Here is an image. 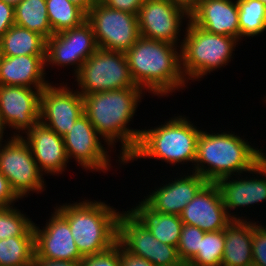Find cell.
<instances>
[{
	"instance_id": "cell-34",
	"label": "cell",
	"mask_w": 266,
	"mask_h": 266,
	"mask_svg": "<svg viewBox=\"0 0 266 266\" xmlns=\"http://www.w3.org/2000/svg\"><path fill=\"white\" fill-rule=\"evenodd\" d=\"M80 266H120V243L102 253L85 256Z\"/></svg>"
},
{
	"instance_id": "cell-18",
	"label": "cell",
	"mask_w": 266,
	"mask_h": 266,
	"mask_svg": "<svg viewBox=\"0 0 266 266\" xmlns=\"http://www.w3.org/2000/svg\"><path fill=\"white\" fill-rule=\"evenodd\" d=\"M168 180H165L166 183L163 181L160 186L153 187L155 189L150 190L148 192L150 194L144 196L142 200L156 212L178 216L207 183L202 176L192 171L190 173L184 171L182 174L179 173V176Z\"/></svg>"
},
{
	"instance_id": "cell-27",
	"label": "cell",
	"mask_w": 266,
	"mask_h": 266,
	"mask_svg": "<svg viewBox=\"0 0 266 266\" xmlns=\"http://www.w3.org/2000/svg\"><path fill=\"white\" fill-rule=\"evenodd\" d=\"M35 236H14L0 240V266H33Z\"/></svg>"
},
{
	"instance_id": "cell-36",
	"label": "cell",
	"mask_w": 266,
	"mask_h": 266,
	"mask_svg": "<svg viewBox=\"0 0 266 266\" xmlns=\"http://www.w3.org/2000/svg\"><path fill=\"white\" fill-rule=\"evenodd\" d=\"M21 200L12 190L7 178L0 172V207L13 206Z\"/></svg>"
},
{
	"instance_id": "cell-24",
	"label": "cell",
	"mask_w": 266,
	"mask_h": 266,
	"mask_svg": "<svg viewBox=\"0 0 266 266\" xmlns=\"http://www.w3.org/2000/svg\"><path fill=\"white\" fill-rule=\"evenodd\" d=\"M134 206V207H133ZM127 211L160 242L177 247L183 222L180 216L154 211L143 200Z\"/></svg>"
},
{
	"instance_id": "cell-43",
	"label": "cell",
	"mask_w": 266,
	"mask_h": 266,
	"mask_svg": "<svg viewBox=\"0 0 266 266\" xmlns=\"http://www.w3.org/2000/svg\"><path fill=\"white\" fill-rule=\"evenodd\" d=\"M0 1H3L7 4H10L12 6H16L18 3H20L22 0H0Z\"/></svg>"
},
{
	"instance_id": "cell-41",
	"label": "cell",
	"mask_w": 266,
	"mask_h": 266,
	"mask_svg": "<svg viewBox=\"0 0 266 266\" xmlns=\"http://www.w3.org/2000/svg\"><path fill=\"white\" fill-rule=\"evenodd\" d=\"M173 2H176L185 8H187L189 11L193 8V6L196 4L197 0H170Z\"/></svg>"
},
{
	"instance_id": "cell-35",
	"label": "cell",
	"mask_w": 266,
	"mask_h": 266,
	"mask_svg": "<svg viewBox=\"0 0 266 266\" xmlns=\"http://www.w3.org/2000/svg\"><path fill=\"white\" fill-rule=\"evenodd\" d=\"M107 7L138 15L145 0H100Z\"/></svg>"
},
{
	"instance_id": "cell-33",
	"label": "cell",
	"mask_w": 266,
	"mask_h": 266,
	"mask_svg": "<svg viewBox=\"0 0 266 266\" xmlns=\"http://www.w3.org/2000/svg\"><path fill=\"white\" fill-rule=\"evenodd\" d=\"M257 222V223H256ZM254 221L252 237V263L266 266V225Z\"/></svg>"
},
{
	"instance_id": "cell-21",
	"label": "cell",
	"mask_w": 266,
	"mask_h": 266,
	"mask_svg": "<svg viewBox=\"0 0 266 266\" xmlns=\"http://www.w3.org/2000/svg\"><path fill=\"white\" fill-rule=\"evenodd\" d=\"M190 20L207 32L240 41L237 0H197L190 10Z\"/></svg>"
},
{
	"instance_id": "cell-25",
	"label": "cell",
	"mask_w": 266,
	"mask_h": 266,
	"mask_svg": "<svg viewBox=\"0 0 266 266\" xmlns=\"http://www.w3.org/2000/svg\"><path fill=\"white\" fill-rule=\"evenodd\" d=\"M0 44L4 56L46 55L47 39L16 24L3 34Z\"/></svg>"
},
{
	"instance_id": "cell-22",
	"label": "cell",
	"mask_w": 266,
	"mask_h": 266,
	"mask_svg": "<svg viewBox=\"0 0 266 266\" xmlns=\"http://www.w3.org/2000/svg\"><path fill=\"white\" fill-rule=\"evenodd\" d=\"M46 55L4 56L0 65V85L44 89L50 83L45 77Z\"/></svg>"
},
{
	"instance_id": "cell-39",
	"label": "cell",
	"mask_w": 266,
	"mask_h": 266,
	"mask_svg": "<svg viewBox=\"0 0 266 266\" xmlns=\"http://www.w3.org/2000/svg\"><path fill=\"white\" fill-rule=\"evenodd\" d=\"M33 266H80V261H65V260L34 258Z\"/></svg>"
},
{
	"instance_id": "cell-8",
	"label": "cell",
	"mask_w": 266,
	"mask_h": 266,
	"mask_svg": "<svg viewBox=\"0 0 266 266\" xmlns=\"http://www.w3.org/2000/svg\"><path fill=\"white\" fill-rule=\"evenodd\" d=\"M0 172L21 200L31 193L39 194L46 190L44 174L22 137L10 136L0 147Z\"/></svg>"
},
{
	"instance_id": "cell-15",
	"label": "cell",
	"mask_w": 266,
	"mask_h": 266,
	"mask_svg": "<svg viewBox=\"0 0 266 266\" xmlns=\"http://www.w3.org/2000/svg\"><path fill=\"white\" fill-rule=\"evenodd\" d=\"M118 242L127 251L154 266H171L181 262L177 247L157 240L127 209H123L118 218Z\"/></svg>"
},
{
	"instance_id": "cell-31",
	"label": "cell",
	"mask_w": 266,
	"mask_h": 266,
	"mask_svg": "<svg viewBox=\"0 0 266 266\" xmlns=\"http://www.w3.org/2000/svg\"><path fill=\"white\" fill-rule=\"evenodd\" d=\"M225 229L205 232L197 254L187 263L189 266H221L224 252Z\"/></svg>"
},
{
	"instance_id": "cell-12",
	"label": "cell",
	"mask_w": 266,
	"mask_h": 266,
	"mask_svg": "<svg viewBox=\"0 0 266 266\" xmlns=\"http://www.w3.org/2000/svg\"><path fill=\"white\" fill-rule=\"evenodd\" d=\"M63 139L69 162L74 158L73 161H76L82 170L107 173L108 170L110 172V168L112 169L110 163L112 160L109 155H112V148L107 142L102 141L103 138L85 114L77 119Z\"/></svg>"
},
{
	"instance_id": "cell-3",
	"label": "cell",
	"mask_w": 266,
	"mask_h": 266,
	"mask_svg": "<svg viewBox=\"0 0 266 266\" xmlns=\"http://www.w3.org/2000/svg\"><path fill=\"white\" fill-rule=\"evenodd\" d=\"M210 132L201 130L199 134L192 170L207 182L216 183L228 176L244 175L266 157L264 149L254 147L244 136L225 130Z\"/></svg>"
},
{
	"instance_id": "cell-2",
	"label": "cell",
	"mask_w": 266,
	"mask_h": 266,
	"mask_svg": "<svg viewBox=\"0 0 266 266\" xmlns=\"http://www.w3.org/2000/svg\"><path fill=\"white\" fill-rule=\"evenodd\" d=\"M125 56L133 81L145 93L163 98L188 88L181 46L140 36Z\"/></svg>"
},
{
	"instance_id": "cell-40",
	"label": "cell",
	"mask_w": 266,
	"mask_h": 266,
	"mask_svg": "<svg viewBox=\"0 0 266 266\" xmlns=\"http://www.w3.org/2000/svg\"><path fill=\"white\" fill-rule=\"evenodd\" d=\"M68 1L78 6L80 9H82L87 14L89 10L92 8V6L98 0H68Z\"/></svg>"
},
{
	"instance_id": "cell-32",
	"label": "cell",
	"mask_w": 266,
	"mask_h": 266,
	"mask_svg": "<svg viewBox=\"0 0 266 266\" xmlns=\"http://www.w3.org/2000/svg\"><path fill=\"white\" fill-rule=\"evenodd\" d=\"M205 231L196 226L183 224L177 251L181 261L188 263L200 249Z\"/></svg>"
},
{
	"instance_id": "cell-14",
	"label": "cell",
	"mask_w": 266,
	"mask_h": 266,
	"mask_svg": "<svg viewBox=\"0 0 266 266\" xmlns=\"http://www.w3.org/2000/svg\"><path fill=\"white\" fill-rule=\"evenodd\" d=\"M235 176L219 179L216 185L219 187L223 205L229 217L232 220H250L246 215L239 216L237 213H240L238 211H241L242 207L247 209L254 204L259 206L261 202L266 201V157L248 171L246 176L242 174Z\"/></svg>"
},
{
	"instance_id": "cell-1",
	"label": "cell",
	"mask_w": 266,
	"mask_h": 266,
	"mask_svg": "<svg viewBox=\"0 0 266 266\" xmlns=\"http://www.w3.org/2000/svg\"><path fill=\"white\" fill-rule=\"evenodd\" d=\"M82 96L84 114L103 141L113 150L116 143L121 142L116 162L120 167L122 164L125 166V161L136 149L142 133V128L138 130L130 127V122H133L145 92L141 88H124Z\"/></svg>"
},
{
	"instance_id": "cell-9",
	"label": "cell",
	"mask_w": 266,
	"mask_h": 266,
	"mask_svg": "<svg viewBox=\"0 0 266 266\" xmlns=\"http://www.w3.org/2000/svg\"><path fill=\"white\" fill-rule=\"evenodd\" d=\"M98 48L126 52L139 39L138 16L107 7L98 0L87 13Z\"/></svg>"
},
{
	"instance_id": "cell-7",
	"label": "cell",
	"mask_w": 266,
	"mask_h": 266,
	"mask_svg": "<svg viewBox=\"0 0 266 266\" xmlns=\"http://www.w3.org/2000/svg\"><path fill=\"white\" fill-rule=\"evenodd\" d=\"M82 95L124 88H140L132 79L124 52L98 48L74 76ZM79 88V89H78Z\"/></svg>"
},
{
	"instance_id": "cell-45",
	"label": "cell",
	"mask_w": 266,
	"mask_h": 266,
	"mask_svg": "<svg viewBox=\"0 0 266 266\" xmlns=\"http://www.w3.org/2000/svg\"><path fill=\"white\" fill-rule=\"evenodd\" d=\"M3 57H4V55H3L2 47H1V44H0V65H1Z\"/></svg>"
},
{
	"instance_id": "cell-5",
	"label": "cell",
	"mask_w": 266,
	"mask_h": 266,
	"mask_svg": "<svg viewBox=\"0 0 266 266\" xmlns=\"http://www.w3.org/2000/svg\"><path fill=\"white\" fill-rule=\"evenodd\" d=\"M170 117L155 127L142 129L134 152L125 161V165L138 159H156L170 165L192 163L186 171H192L196 159L197 139L202 129L190 121L188 116ZM185 164V165H184Z\"/></svg>"
},
{
	"instance_id": "cell-6",
	"label": "cell",
	"mask_w": 266,
	"mask_h": 266,
	"mask_svg": "<svg viewBox=\"0 0 266 266\" xmlns=\"http://www.w3.org/2000/svg\"><path fill=\"white\" fill-rule=\"evenodd\" d=\"M185 27L181 45V69L187 82L200 81L205 75L223 69L234 57L236 46L240 45L237 38L207 32L191 20Z\"/></svg>"
},
{
	"instance_id": "cell-37",
	"label": "cell",
	"mask_w": 266,
	"mask_h": 266,
	"mask_svg": "<svg viewBox=\"0 0 266 266\" xmlns=\"http://www.w3.org/2000/svg\"><path fill=\"white\" fill-rule=\"evenodd\" d=\"M15 24L14 6L0 1V39Z\"/></svg>"
},
{
	"instance_id": "cell-28",
	"label": "cell",
	"mask_w": 266,
	"mask_h": 266,
	"mask_svg": "<svg viewBox=\"0 0 266 266\" xmlns=\"http://www.w3.org/2000/svg\"><path fill=\"white\" fill-rule=\"evenodd\" d=\"M47 15L53 33L81 25L87 14L68 0H46Z\"/></svg>"
},
{
	"instance_id": "cell-19",
	"label": "cell",
	"mask_w": 266,
	"mask_h": 266,
	"mask_svg": "<svg viewBox=\"0 0 266 266\" xmlns=\"http://www.w3.org/2000/svg\"><path fill=\"white\" fill-rule=\"evenodd\" d=\"M183 224L196 226L205 232L226 228L232 221L223 205L219 187L207 182L180 213Z\"/></svg>"
},
{
	"instance_id": "cell-44",
	"label": "cell",
	"mask_w": 266,
	"mask_h": 266,
	"mask_svg": "<svg viewBox=\"0 0 266 266\" xmlns=\"http://www.w3.org/2000/svg\"><path fill=\"white\" fill-rule=\"evenodd\" d=\"M171 266H189V265L186 262L181 261L180 263H177Z\"/></svg>"
},
{
	"instance_id": "cell-38",
	"label": "cell",
	"mask_w": 266,
	"mask_h": 266,
	"mask_svg": "<svg viewBox=\"0 0 266 266\" xmlns=\"http://www.w3.org/2000/svg\"><path fill=\"white\" fill-rule=\"evenodd\" d=\"M120 266H154L148 260L127 251L120 244Z\"/></svg>"
},
{
	"instance_id": "cell-17",
	"label": "cell",
	"mask_w": 266,
	"mask_h": 266,
	"mask_svg": "<svg viewBox=\"0 0 266 266\" xmlns=\"http://www.w3.org/2000/svg\"><path fill=\"white\" fill-rule=\"evenodd\" d=\"M51 213L41 229L33 223L34 258L81 261L84 257L78 251L68 221L55 208Z\"/></svg>"
},
{
	"instance_id": "cell-16",
	"label": "cell",
	"mask_w": 266,
	"mask_h": 266,
	"mask_svg": "<svg viewBox=\"0 0 266 266\" xmlns=\"http://www.w3.org/2000/svg\"><path fill=\"white\" fill-rule=\"evenodd\" d=\"M43 89L0 85V121L11 136L22 137L40 122V95Z\"/></svg>"
},
{
	"instance_id": "cell-42",
	"label": "cell",
	"mask_w": 266,
	"mask_h": 266,
	"mask_svg": "<svg viewBox=\"0 0 266 266\" xmlns=\"http://www.w3.org/2000/svg\"><path fill=\"white\" fill-rule=\"evenodd\" d=\"M4 131H7V130H5V128L2 126L1 121H0V147L6 141L4 139V135H5L6 132H4Z\"/></svg>"
},
{
	"instance_id": "cell-23",
	"label": "cell",
	"mask_w": 266,
	"mask_h": 266,
	"mask_svg": "<svg viewBox=\"0 0 266 266\" xmlns=\"http://www.w3.org/2000/svg\"><path fill=\"white\" fill-rule=\"evenodd\" d=\"M254 220H232L225 228L224 252L221 266L252 264Z\"/></svg>"
},
{
	"instance_id": "cell-47",
	"label": "cell",
	"mask_w": 266,
	"mask_h": 266,
	"mask_svg": "<svg viewBox=\"0 0 266 266\" xmlns=\"http://www.w3.org/2000/svg\"><path fill=\"white\" fill-rule=\"evenodd\" d=\"M249 266H258V265L252 263V264H250Z\"/></svg>"
},
{
	"instance_id": "cell-26",
	"label": "cell",
	"mask_w": 266,
	"mask_h": 266,
	"mask_svg": "<svg viewBox=\"0 0 266 266\" xmlns=\"http://www.w3.org/2000/svg\"><path fill=\"white\" fill-rule=\"evenodd\" d=\"M15 24L46 39L54 33L47 15L46 0H22L14 7Z\"/></svg>"
},
{
	"instance_id": "cell-13",
	"label": "cell",
	"mask_w": 266,
	"mask_h": 266,
	"mask_svg": "<svg viewBox=\"0 0 266 266\" xmlns=\"http://www.w3.org/2000/svg\"><path fill=\"white\" fill-rule=\"evenodd\" d=\"M70 86L66 82H52L40 95V122L62 137L70 132L77 119L84 114L83 96Z\"/></svg>"
},
{
	"instance_id": "cell-20",
	"label": "cell",
	"mask_w": 266,
	"mask_h": 266,
	"mask_svg": "<svg viewBox=\"0 0 266 266\" xmlns=\"http://www.w3.org/2000/svg\"><path fill=\"white\" fill-rule=\"evenodd\" d=\"M22 138L28 143L39 170L45 176L59 177L67 171V163L68 166L70 163L62 136L38 122Z\"/></svg>"
},
{
	"instance_id": "cell-30",
	"label": "cell",
	"mask_w": 266,
	"mask_h": 266,
	"mask_svg": "<svg viewBox=\"0 0 266 266\" xmlns=\"http://www.w3.org/2000/svg\"><path fill=\"white\" fill-rule=\"evenodd\" d=\"M18 207H0V240L14 236H35L33 221Z\"/></svg>"
},
{
	"instance_id": "cell-29",
	"label": "cell",
	"mask_w": 266,
	"mask_h": 266,
	"mask_svg": "<svg viewBox=\"0 0 266 266\" xmlns=\"http://www.w3.org/2000/svg\"><path fill=\"white\" fill-rule=\"evenodd\" d=\"M239 7L240 42L266 31V5L259 0H237Z\"/></svg>"
},
{
	"instance_id": "cell-10",
	"label": "cell",
	"mask_w": 266,
	"mask_h": 266,
	"mask_svg": "<svg viewBox=\"0 0 266 266\" xmlns=\"http://www.w3.org/2000/svg\"><path fill=\"white\" fill-rule=\"evenodd\" d=\"M137 16L140 36L182 45L180 31L185 32L183 23L190 20V11L184 6L170 0H145Z\"/></svg>"
},
{
	"instance_id": "cell-11",
	"label": "cell",
	"mask_w": 266,
	"mask_h": 266,
	"mask_svg": "<svg viewBox=\"0 0 266 266\" xmlns=\"http://www.w3.org/2000/svg\"><path fill=\"white\" fill-rule=\"evenodd\" d=\"M95 35L86 20L81 25L53 34L47 39L46 68L71 67L73 77L82 64L97 51Z\"/></svg>"
},
{
	"instance_id": "cell-46",
	"label": "cell",
	"mask_w": 266,
	"mask_h": 266,
	"mask_svg": "<svg viewBox=\"0 0 266 266\" xmlns=\"http://www.w3.org/2000/svg\"><path fill=\"white\" fill-rule=\"evenodd\" d=\"M260 2H262L264 5H266V0H259Z\"/></svg>"
},
{
	"instance_id": "cell-4",
	"label": "cell",
	"mask_w": 266,
	"mask_h": 266,
	"mask_svg": "<svg viewBox=\"0 0 266 266\" xmlns=\"http://www.w3.org/2000/svg\"><path fill=\"white\" fill-rule=\"evenodd\" d=\"M82 199L54 207L68 221L78 251L85 257L107 251L118 242L122 211L106 201Z\"/></svg>"
}]
</instances>
